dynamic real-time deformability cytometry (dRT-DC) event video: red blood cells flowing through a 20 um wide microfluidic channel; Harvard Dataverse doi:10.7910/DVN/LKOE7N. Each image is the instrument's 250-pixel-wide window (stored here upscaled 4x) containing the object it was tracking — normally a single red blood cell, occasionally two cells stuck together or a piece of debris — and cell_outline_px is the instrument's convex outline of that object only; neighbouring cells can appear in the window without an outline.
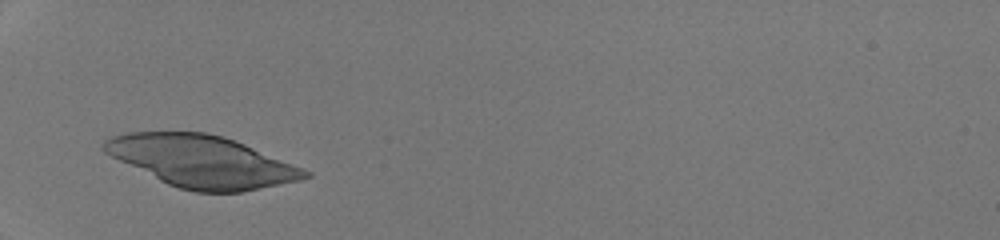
{"species": "human", "species_latin": "Homo sapiens", "temperature_condition": "room temperature", "stored_images_in_passage": 10, "camera_frame_rate_fps": 3000, "um_per_image_px": 0.085, "donor": {"sex": "male"}, "frame": {"image": 1, "passage_image": 1, "time_ms": 0.0, "image_size_px": [1000, 240], "cell_outline_px": [[312, 176], [300, 180], [240, 192], [196, 192], [180, 188], [168, 184], [104, 152], [100, 148], [104, 140], [112, 136], [124, 132], [208, 132], [224, 136], [304, 168], [312, 172]], "centroid_in_image_um": [17.16, 13.7], "position_along_channel_um": 67.8, "area_um2": 60.17}}
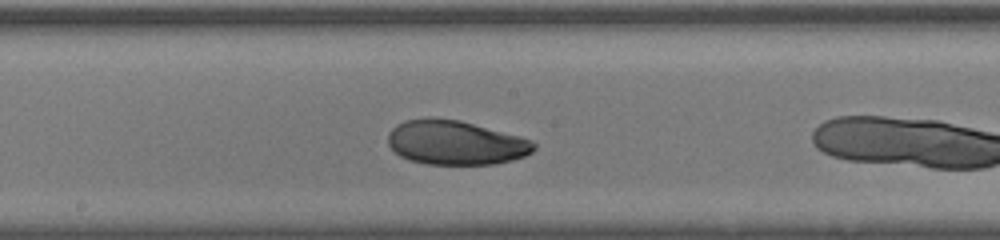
{"frame": {"image": 2, "passage_image": 9, "time_ms": 2.667, "image_size_px": [1000, 240], "cell_outline_px": [[536, 148], [532, 152], [524, 156], [512, 160], [496, 164], [428, 164], [408, 160], [400, 156], [388, 144], [388, 132], [396, 124], [404, 120], [432, 116], [460, 120], [520, 136], [532, 140], [536, 144]], "centroid_in_image_um": [38.71, 12.11], "position_along_channel_um": 209.5, "area_um2": 38.03}}